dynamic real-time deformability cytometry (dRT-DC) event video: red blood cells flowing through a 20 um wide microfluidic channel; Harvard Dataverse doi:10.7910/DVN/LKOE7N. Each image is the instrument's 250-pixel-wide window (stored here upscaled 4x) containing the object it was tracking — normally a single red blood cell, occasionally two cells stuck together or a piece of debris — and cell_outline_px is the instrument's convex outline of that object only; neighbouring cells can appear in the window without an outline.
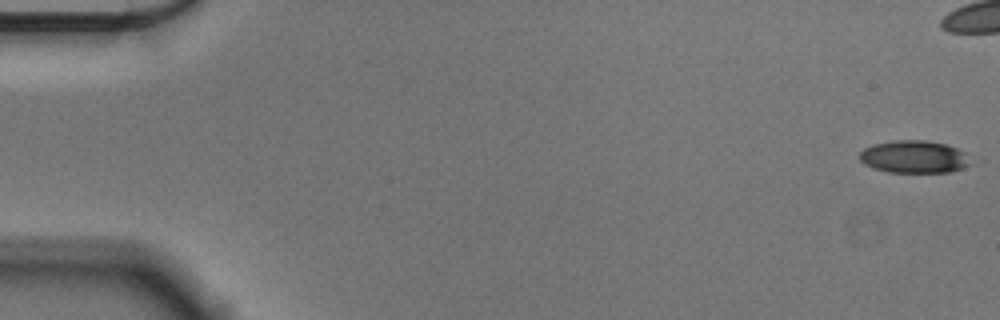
{"species": "Egyptian fruit bat (a non-hibernating species)", "species_latin": "Rousettus aegyptiacus", "temperature_condition": "cold", "stored_images_in_passage": 45, "camera_frame_rate_fps": 3000, "um_per_image_px": 0.085, "animal": {"sex": "male"}, "frame": {"image": 1, "passage_image": 1, "time_ms": 0.0, "image_size_px": [1000, 320], "cell_outline_px": [[972, 160], [968, 164], [960, 168], [948, 172], [888, 172], [864, 164], [860, 160], [860, 152], [864, 148], [872, 144], [892, 140], [928, 140], [948, 144], [964, 152]], "centroid_in_image_um": [77.68, 13.31], "position_along_channel_um": 7.3, "area_um2": 21.04}}
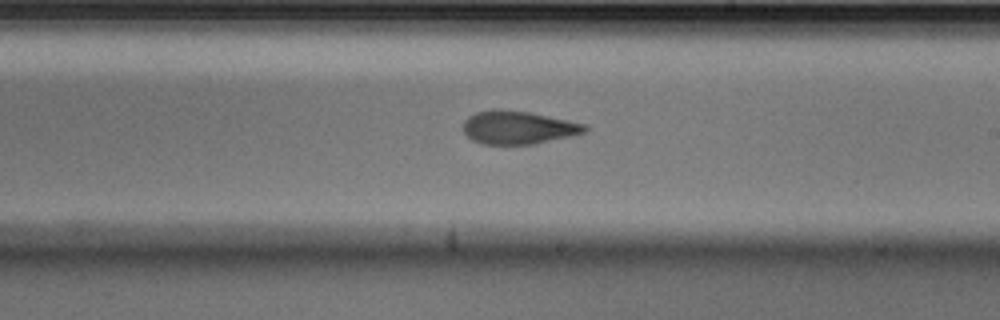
{"frame": {"image": 2, "passage_image": 33, "time_ms": 10.667, "image_size_px": [1000, 320], "cell_outline_px": [[588, 132], [532, 144], [484, 144], [472, 140], [464, 132], [464, 120], [468, 116], [476, 112], [492, 108], [500, 108], [528, 112], [588, 124]], "centroid_in_image_um": [44.04, 10.82], "position_along_channel_um": 245.0, "area_um2": 23.58}}
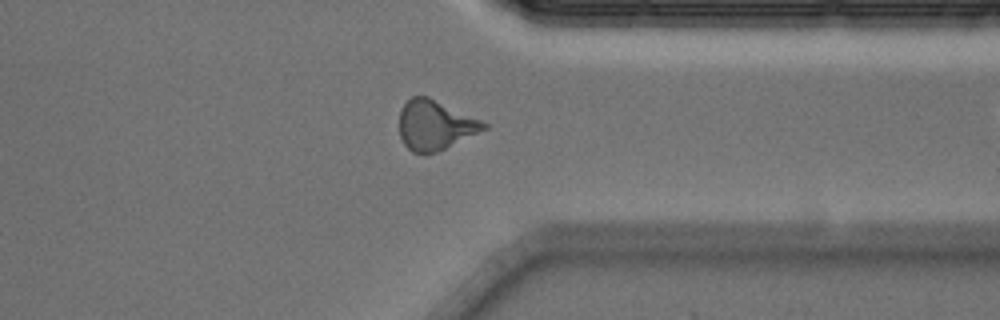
{"frame": {"image": 3, "passage_image": 44, "time_ms": 14.333, "image_size_px": [1000, 320], "cell_outline_px": [[488, 128], [436, 152], [412, 152], [404, 144], [400, 136], [400, 112], [404, 104], [412, 96], [428, 96], [480, 120], [488, 124]], "centroid_in_image_um": [36.97, 10.62], "position_along_channel_um": 374.4, "area_um2": 23.93}}